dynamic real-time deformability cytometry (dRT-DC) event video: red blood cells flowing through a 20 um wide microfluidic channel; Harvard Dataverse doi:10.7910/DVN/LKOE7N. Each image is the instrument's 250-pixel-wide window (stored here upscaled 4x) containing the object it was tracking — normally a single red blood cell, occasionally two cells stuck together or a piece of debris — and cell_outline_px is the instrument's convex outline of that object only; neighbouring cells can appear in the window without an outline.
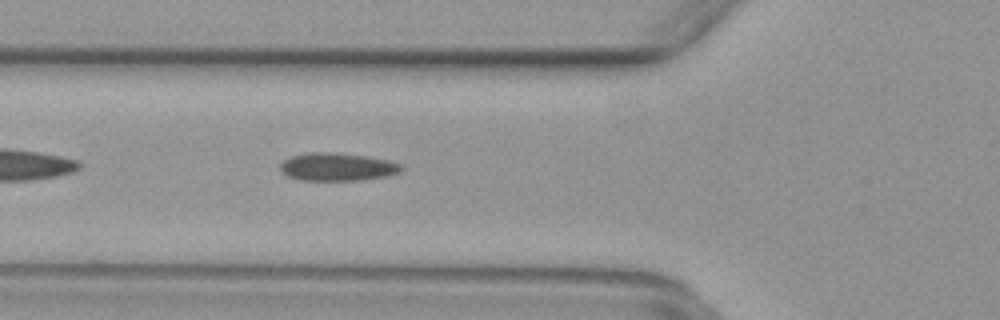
{"species": "common noctule bat (a hibernating species)", "species_latin": "Nyctalus noctula", "temperature_condition": "warm", "stored_images_in_passage": 37, "camera_frame_rate_fps": 3000, "um_per_image_px": 0.085, "animal": {"sex": "female", "body_mass_g": 29.2, "forearm_length_mm": 56.3}, "frame": {"image": 1, "passage_image": 5, "time_ms": 1.333, "image_size_px": [1000, 320], "cell_outline_px": [[404, 168], [400, 172], [388, 176], [360, 180], [300, 180], [288, 176], [280, 168], [280, 164], [284, 160], [292, 156], [312, 152], [328, 152], [364, 156], [388, 160], [404, 164]], "centroid_in_image_um": [28.72, 14.19], "position_along_channel_um": 97.1, "area_um2": 19.59}}
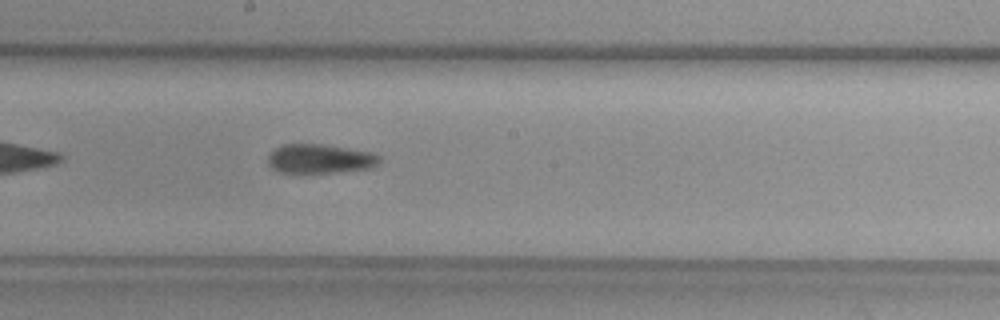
{"frame": {"image": 2, "passage_image": 14, "time_ms": 4.333, "image_size_px": [1000, 320], "cell_outline_px": [[380, 160], [372, 168], [332, 172], [280, 172], [272, 168], [268, 164], [268, 156], [276, 148], [284, 144], [320, 144], [372, 152], [380, 156]], "centroid_in_image_um": [27.19, 13.49], "position_along_channel_um": 221.0, "area_um2": 18.67}}
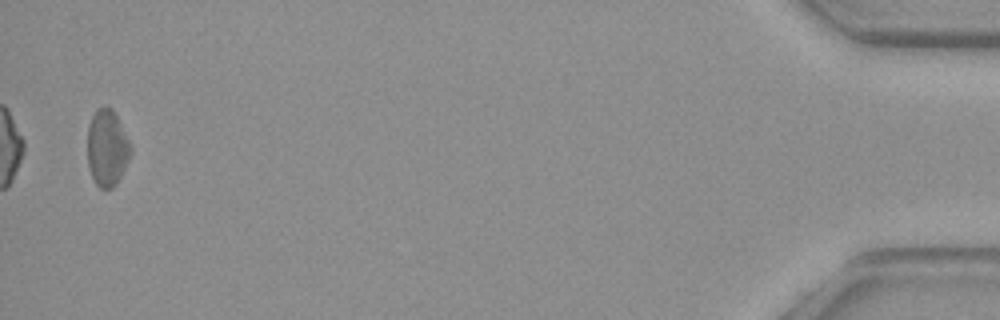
{"frame": {"image": 3, "passage_image": 36, "time_ms": 11.667, "image_size_px": [1000, 320], "cell_outline_px": [[132, 152], [116, 184], [112, 188], [100, 188], [96, 184], [92, 176], [88, 164], [88, 128], [92, 116], [96, 108], [104, 104], [112, 108], [132, 148]], "centroid_in_image_um": [9.09, 12.54], "position_along_channel_um": 426.1, "area_um2": 19.07}}